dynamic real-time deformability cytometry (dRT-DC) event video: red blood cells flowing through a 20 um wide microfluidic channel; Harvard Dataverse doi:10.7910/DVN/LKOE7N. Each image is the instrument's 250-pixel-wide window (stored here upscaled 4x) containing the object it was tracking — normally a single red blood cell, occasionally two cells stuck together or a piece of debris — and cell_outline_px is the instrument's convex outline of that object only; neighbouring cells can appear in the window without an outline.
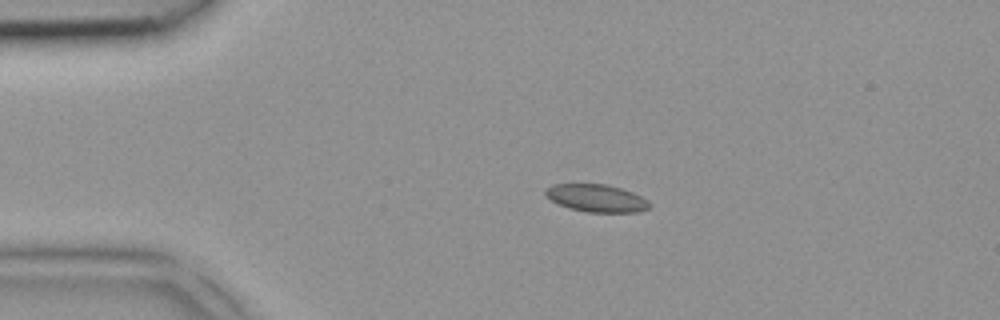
{"species": "common noctule bat (a hibernating species)", "species_latin": "Nyctalus noctula", "temperature_condition": "room temperature", "stored_images_in_passage": 3, "camera_frame_rate_fps": 3000, "um_per_image_px": 0.085, "animal": {"sex": "female", "body_mass_g": 18.4}, "frame": {"image": 1, "passage_image": 2, "time_ms": 0.333, "image_size_px": [1000, 320], "cell_outline_px": [[652, 204], [648, 208], [640, 212], [588, 212], [568, 208], [544, 196], [544, 188], [552, 184], [604, 184], [620, 188], [632, 192], [648, 200]], "centroid_in_image_um": [50.68, 16.84], "position_along_channel_um": 34.3, "area_um2": 16.76}}